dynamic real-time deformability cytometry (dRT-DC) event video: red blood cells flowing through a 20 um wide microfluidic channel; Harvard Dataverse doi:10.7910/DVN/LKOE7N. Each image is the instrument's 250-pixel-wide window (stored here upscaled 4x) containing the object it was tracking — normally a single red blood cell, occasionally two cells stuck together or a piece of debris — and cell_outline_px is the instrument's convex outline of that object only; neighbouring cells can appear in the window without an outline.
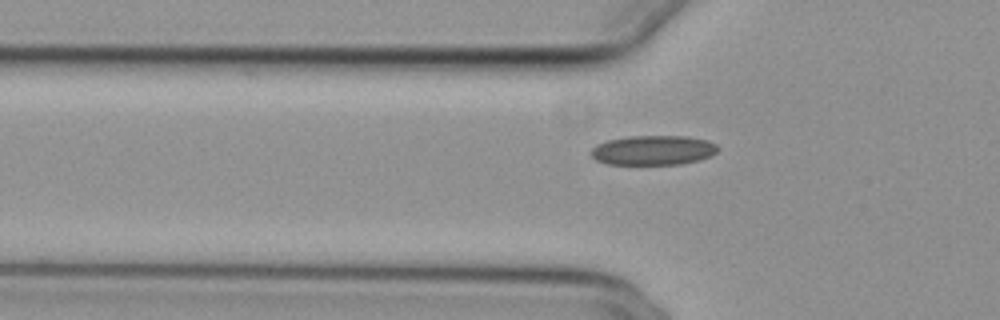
{"species": "common noctule bat (a hibernating species)", "species_latin": "Nyctalus noctula", "temperature_condition": "cold", "stored_images_in_passage": 40, "camera_frame_rate_fps": 3000, "um_per_image_px": 0.085, "animal": {"sex": "female", "body_mass_g": 29.2, "forearm_length_mm": 56.3}, "frame": {"image": 1, "passage_image": 8, "time_ms": 2.333, "image_size_px": [1000, 320], "cell_outline_px": [[720, 148], [716, 152], [700, 160], [680, 164], [608, 164], [596, 160], [588, 152], [596, 144], [608, 140], [628, 136], [688, 136], [708, 140], [716, 144]], "centroid_in_image_um": [55.51, 12.76], "position_along_channel_um": 70.3, "area_um2": 22.02}}
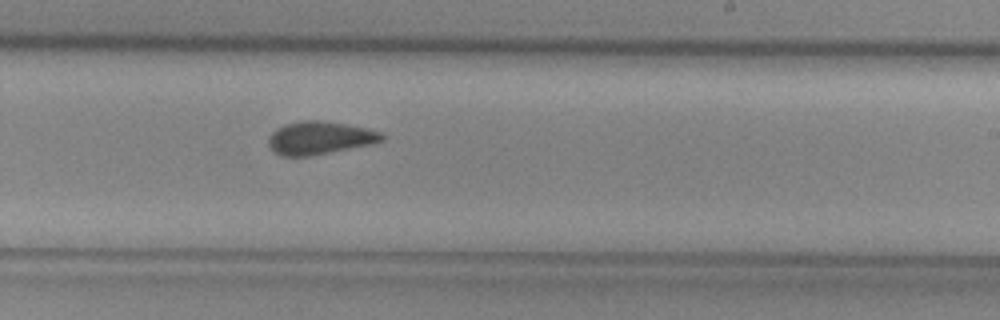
{"frame": {"image": 2, "passage_image": 23, "time_ms": 7.333, "image_size_px": [1000, 320], "cell_outline_px": [[384, 140], [372, 144], [308, 156], [280, 156], [272, 152], [268, 144], [268, 136], [276, 128], [284, 124], [304, 120], [320, 120], [344, 124], [364, 128], [380, 132], [384, 136]], "centroid_in_image_um": [27.11, 11.73], "position_along_channel_um": 261.9, "area_um2": 21.73}}
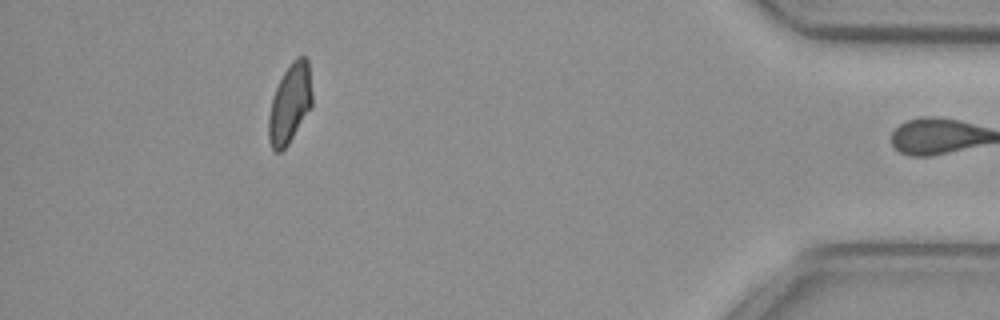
{"frame": {"image": 3, "passage_image": 39, "time_ms": 12.667, "image_size_px": [1000, 320], "cell_outline_px": [[312, 108], [288, 144], [280, 152], [276, 152], [272, 148], [268, 140], [268, 116], [272, 96], [284, 72], [292, 60], [296, 56], [304, 56], [308, 60], [312, 92]], "centroid_in_image_um": [24.64, 8.81], "position_along_channel_um": 410.6, "area_um2": 20.35}, "authors_computed_cell_mechanics": {"area_um2": 21.6172, "velocity_mm_per_s": 3.833, "shape_relaxation_time_tau1_ms": null, "shape_relaxation_time_tau2_ms": 1.716, "deformation_change_tau1": null, "deformation_change_tau2": 0.0591}}